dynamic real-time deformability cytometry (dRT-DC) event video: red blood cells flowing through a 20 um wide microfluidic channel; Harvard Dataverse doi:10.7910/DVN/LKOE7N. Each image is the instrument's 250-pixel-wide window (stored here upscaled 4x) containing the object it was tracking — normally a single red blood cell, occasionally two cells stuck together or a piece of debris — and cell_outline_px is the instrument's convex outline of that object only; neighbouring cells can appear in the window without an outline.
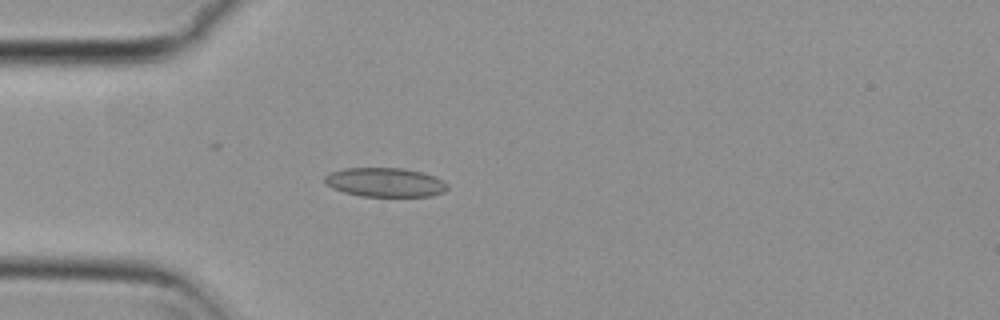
{"species": "common noctule bat (a hibernating species)", "species_latin": "Nyctalus noctula", "temperature_condition": "cold", "stored_images_in_passage": 54, "camera_frame_rate_fps": 3000, "um_per_image_px": 0.085, "animal": {"sex": "female", "body_mass_g": 29.2, "forearm_length_mm": 56.3}, "frame": {"image": 1, "passage_image": 15, "time_ms": 4.667, "image_size_px": [1000, 320], "cell_outline_px": [[448, 188], [444, 192], [432, 196], [360, 196], [344, 192], [332, 188], [324, 184], [324, 176], [328, 172], [344, 168], [404, 168], [420, 172], [432, 176], [448, 184]], "centroid_in_image_um": [32.67, 15.5], "position_along_channel_um": 52.3, "area_um2": 20.87}}
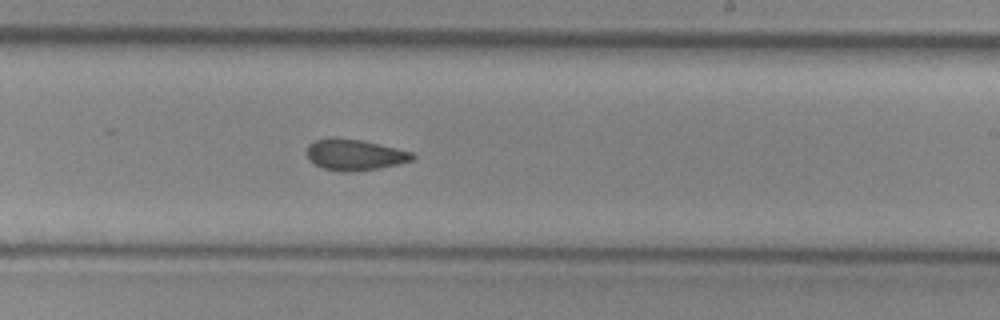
{"frame": {"image": 2, "passage_image": 32, "time_ms": 10.333, "image_size_px": [1000, 320], "cell_outline_px": [[416, 156], [412, 160], [380, 168], [352, 172], [344, 172], [324, 168], [312, 164], [308, 160], [308, 144], [316, 140], [328, 136], [336, 136], [360, 140], [396, 148], [412, 152]], "centroid_in_image_um": [30.1, 13.14], "position_along_channel_um": 258.9, "area_um2": 19.25}}
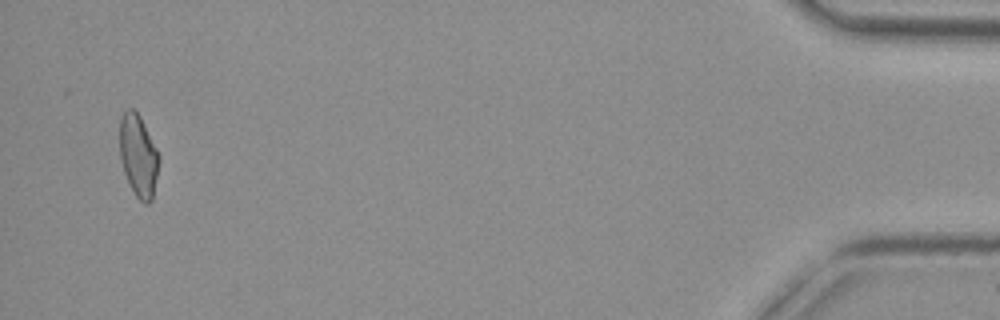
{"frame": {"image": 3, "passage_image": 52, "time_ms": 17.0, "image_size_px": [1000, 320], "cell_outline_px": [[160, 160], [152, 200], [148, 204], [144, 204], [136, 196], [128, 184], [124, 172], [120, 156], [120, 116], [128, 108], [132, 108], [140, 116], [160, 156]], "centroid_in_image_um": [11.76, 13.25], "position_along_channel_um": 423.4, "area_um2": 18.84}, "authors_computed_cell_mechanics": {"area_um2": 19.652, "velocity_mm_per_s": 3.8003, "shape_relaxation_time_tau1_ms": null, "shape_relaxation_time_tau2_ms": 4.1684, "deformation_change_tau1": null, "deformation_change_tau2": 0.0941}}